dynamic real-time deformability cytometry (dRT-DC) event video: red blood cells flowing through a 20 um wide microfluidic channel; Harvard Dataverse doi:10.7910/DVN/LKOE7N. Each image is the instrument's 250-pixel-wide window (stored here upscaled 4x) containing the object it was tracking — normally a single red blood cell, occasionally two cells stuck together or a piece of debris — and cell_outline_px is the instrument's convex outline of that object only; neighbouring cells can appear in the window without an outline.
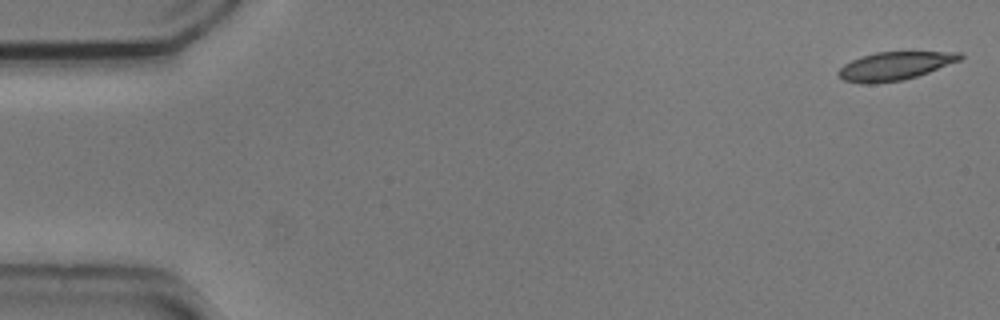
{"species": "common noctule bat (a hibernating species)", "species_latin": "Nyctalus noctula", "temperature_condition": "cold", "stored_images_in_passage": 54, "camera_frame_rate_fps": 3000, "um_per_image_px": 0.085, "animal": {"sex": "male", "body_mass_g": 20.5, "forearm_length_mm": 52.5}, "frame": {"image": 1, "passage_image": 1, "time_ms": 0.0, "image_size_px": [1000, 320], "cell_outline_px": [[964, 56], [960, 60], [928, 72], [916, 76], [900, 80], [872, 84], [860, 84], [844, 80], [836, 72], [844, 64], [860, 56], [876, 52], [960, 52]], "centroid_in_image_um": [76.02, 5.61], "position_along_channel_um": 9.0, "area_um2": 19.88}}
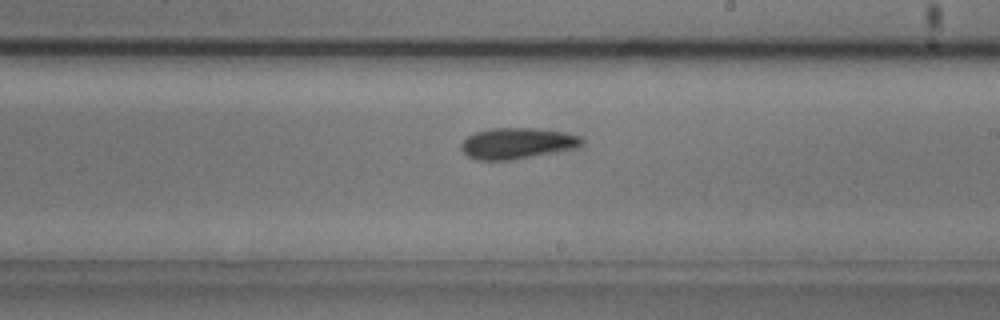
{"frame": {"image": 2, "passage_image": 31, "time_ms": 10.0, "image_size_px": [1000, 320], "cell_outline_px": [[584, 140], [576, 148], [512, 160], [476, 160], [468, 156], [460, 148], [460, 144], [468, 136], [476, 132], [492, 128], [536, 128], [564, 132], [580, 136]], "centroid_in_image_um": [43.94, 12.18], "position_along_channel_um": 245.1, "area_um2": 21.73}}
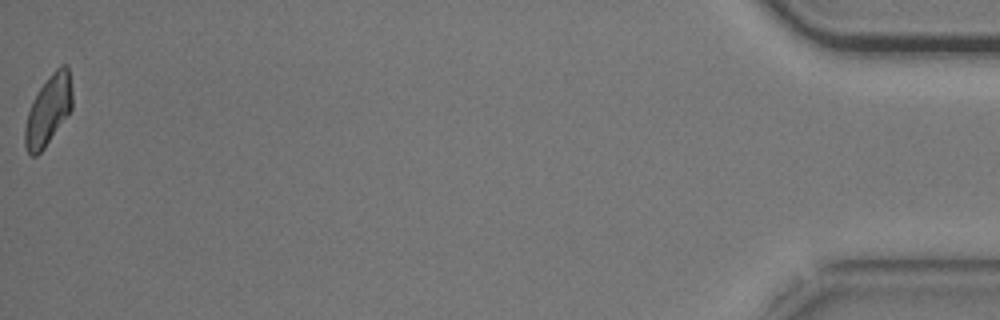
{"frame": {"image": 3, "passage_image": 54, "time_ms": 17.667, "image_size_px": [1000, 320], "cell_outline_px": [[72, 108], [44, 148], [36, 156], [32, 156], [28, 152], [24, 144], [24, 128], [28, 112], [40, 88], [52, 72], [60, 64], [68, 64], [72, 92]], "centroid_in_image_um": [4.11, 9.35], "position_along_channel_um": 431.1, "area_um2": 18.96}, "authors_computed_cell_mechanics": {"area_um2": 20.8369, "velocity_mm_per_s": 3.6983, "shape_relaxation_time_tau1_ms": 8.3666, "shape_relaxation_time_tau2_ms": 10.5628, "deformation_change_tau1": 0.1692, "deformation_change_tau2": 0.1982}}